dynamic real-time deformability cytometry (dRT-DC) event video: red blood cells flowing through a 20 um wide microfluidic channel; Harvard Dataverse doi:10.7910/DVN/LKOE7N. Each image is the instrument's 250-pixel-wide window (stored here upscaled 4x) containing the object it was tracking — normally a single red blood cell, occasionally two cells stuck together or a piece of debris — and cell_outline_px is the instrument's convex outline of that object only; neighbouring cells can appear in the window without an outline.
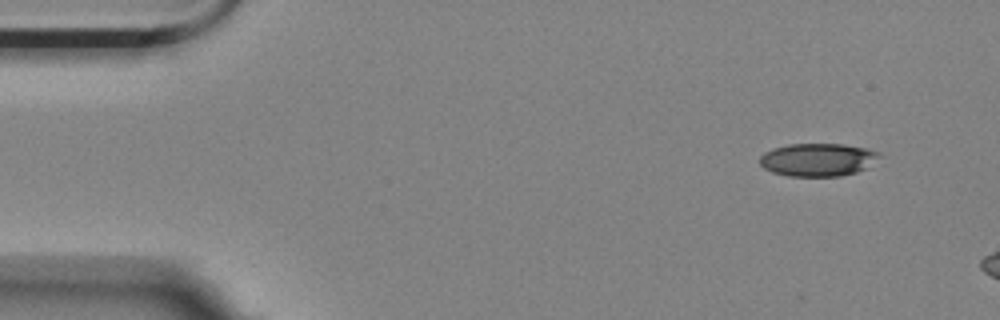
{"species": "Egyptian fruit bat (a non-hibernating species)", "species_latin": "Rousettus aegyptiacus", "temperature_condition": "room temperature", "stored_images_in_passage": 4, "camera_frame_rate_fps": 3000, "um_per_image_px": 0.085, "animal": {"sex": "female"}, "frame": {"image": 1, "passage_image": 1, "time_ms": 0.0, "image_size_px": [1000, 320], "cell_outline_px": [[880, 156], [864, 168], [856, 172], [840, 176], [788, 176], [772, 172], [764, 168], [760, 164], [760, 156], [764, 152], [772, 148], [788, 144], [844, 144], [868, 148], [876, 152]], "centroid_in_image_um": [69.45, 13.57], "position_along_channel_um": 15.5, "area_um2": 22.83}}
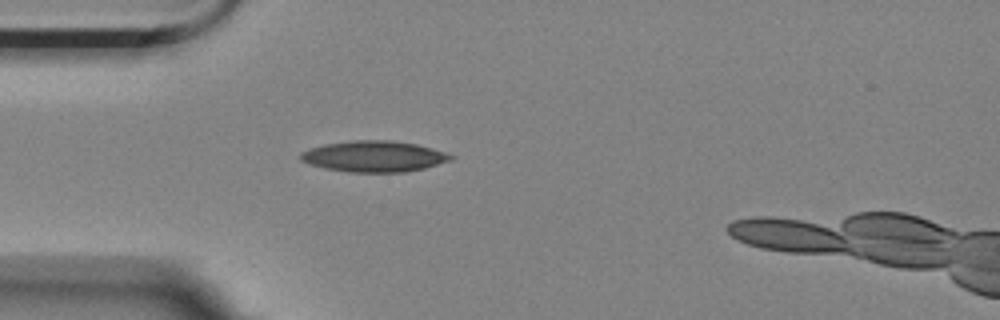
{"frame": {"image": 2, "passage_image": 4, "time_ms": 1.0, "image_size_px": [1000, 320], "cell_outline_px": [[456, 156], [452, 160], [424, 168], [404, 172], [348, 172], [324, 168], [308, 164], [300, 160], [300, 152], [324, 144], [356, 140], [388, 140], [416, 144], [444, 152]], "centroid_in_image_um": [31.77, 13.3], "position_along_channel_um": 53.2, "area_um2": 27.05}}